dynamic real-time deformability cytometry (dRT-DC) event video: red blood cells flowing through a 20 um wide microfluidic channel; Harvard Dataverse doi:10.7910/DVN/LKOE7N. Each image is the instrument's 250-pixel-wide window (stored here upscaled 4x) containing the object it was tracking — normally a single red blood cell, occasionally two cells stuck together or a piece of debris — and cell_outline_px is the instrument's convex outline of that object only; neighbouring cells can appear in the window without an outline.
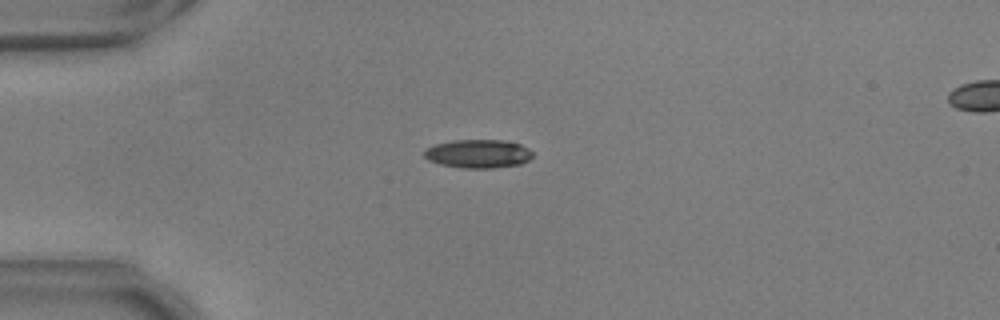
{"species": "common noctule bat (a hibernating species)", "species_latin": "Nyctalus noctula", "temperature_condition": "warm", "stored_images_in_passage": 49, "camera_frame_rate_fps": 3000, "um_per_image_px": 0.085, "animal": {"sex": "male", "body_mass_g": 17.9, "forearm_length_mm": 54.2}, "frame": {"image": 1, "passage_image": 9, "time_ms": 2.667, "image_size_px": [1000, 320], "cell_outline_px": [[532, 156], [528, 160], [520, 164], [492, 168], [464, 168], [440, 164], [428, 160], [424, 156], [424, 152], [428, 148], [436, 144], [452, 140], [504, 140], [520, 144], [528, 148], [532, 152]], "centroid_in_image_um": [40.65, 13.06], "position_along_channel_um": 44.3, "area_um2": 17.92}}
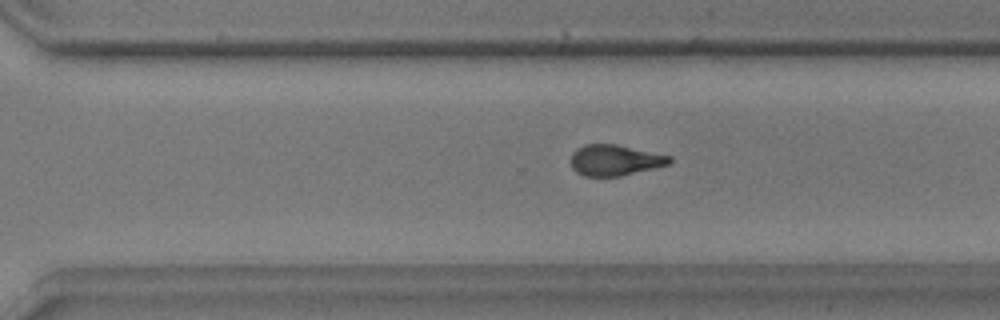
{"frame": {"image": 2, "passage_image": 33, "time_ms": 10.667, "image_size_px": [1000, 320], "cell_outline_px": [[672, 164], [620, 176], [584, 176], [576, 172], [572, 168], [572, 152], [576, 148], [584, 144], [616, 144], [672, 156]], "centroid_in_image_um": [52.28, 13.61], "position_along_channel_um": 318.3, "area_um2": 17.86}}
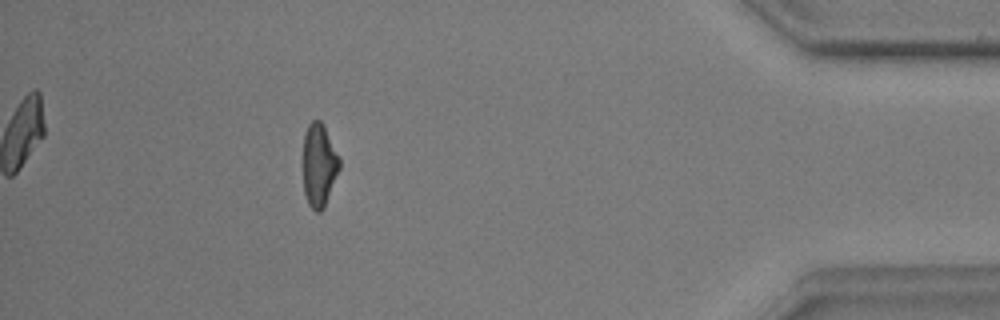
{"frame": {"image": 3, "passage_image": 44, "time_ms": 14.333, "image_size_px": [1000, 320], "cell_outline_px": [[340, 168], [324, 208], [320, 212], [316, 212], [308, 204], [304, 192], [304, 132], [308, 124], [312, 120], [320, 120], [340, 160]], "centroid_in_image_um": [27.11, 14.07], "position_along_channel_um": 408.1, "area_um2": 17.28}, "authors_computed_cell_mechanics": {"area_um2": 18.2648, "velocity_mm_per_s": 3.7235, "shape_relaxation_time_tau1_ms": 4.4764, "shape_relaxation_time_tau2_ms": 2.5093, "deformation_change_tau1": 0.1738, "deformation_change_tau2": 0.0849}}